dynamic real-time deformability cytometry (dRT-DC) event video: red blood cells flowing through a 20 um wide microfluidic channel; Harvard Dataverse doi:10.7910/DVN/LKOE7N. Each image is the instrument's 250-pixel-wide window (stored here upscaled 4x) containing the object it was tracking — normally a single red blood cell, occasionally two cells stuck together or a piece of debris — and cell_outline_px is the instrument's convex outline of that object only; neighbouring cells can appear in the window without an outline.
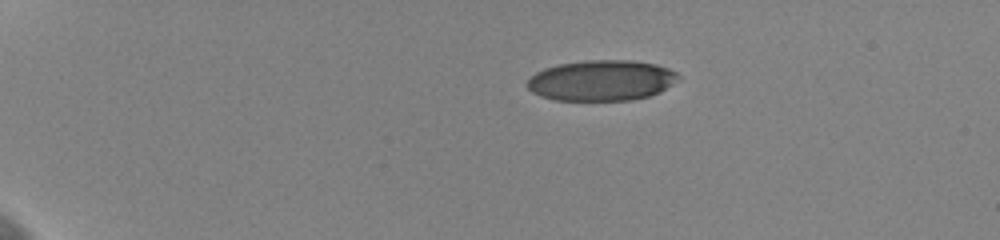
{"species": "human", "species_latin": "Homo sapiens", "temperature_condition": "cold", "stored_images_in_passage": 46, "camera_frame_rate_fps": 3000, "um_per_image_px": 0.085, "donor": {"sex": "female"}, "frame": {"image": 1, "passage_image": 1, "time_ms": 0.0, "image_size_px": [1000, 240], "cell_outline_px": [[680, 80], [660, 92], [648, 96], [632, 100], [556, 100], [540, 96], [532, 92], [524, 84], [536, 72], [544, 68], [560, 64], [588, 60], [632, 60], [656, 64], [668, 68], [676, 72], [680, 76]], "centroid_in_image_um": [51.15, 6.84], "position_along_channel_um": 33.9, "area_um2": 35.95}}
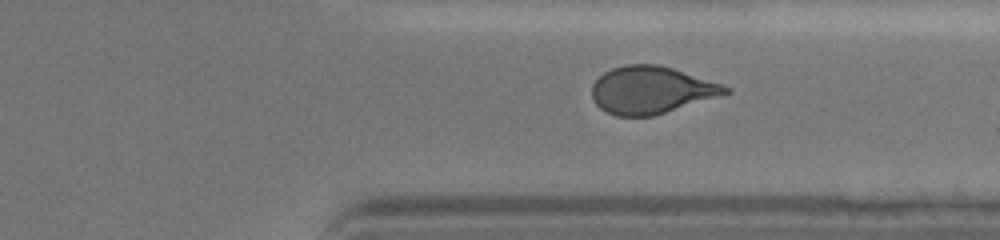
{"frame": {"image": 2, "passage_image": 35, "time_ms": 11.333, "image_size_px": [1000, 240], "cell_outline_px": [[732, 92], [652, 116], [616, 116], [600, 108], [596, 104], [592, 96], [592, 84], [604, 72], [612, 68], [624, 64], [660, 64], [732, 88]], "centroid_in_image_um": [55.32, 7.64], "position_along_channel_um": 356.1, "area_um2": 36.47}}
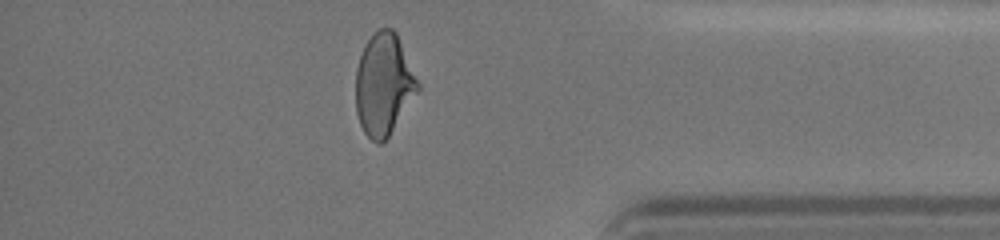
{"frame": {"image": 3, "passage_image": 40, "time_ms": 13.0, "image_size_px": [1000, 240], "cell_outline_px": [[420, 88], [388, 136], [380, 144], [376, 144], [364, 132], [360, 124], [356, 112], [356, 68], [364, 44], [372, 32], [380, 28], [392, 28], [396, 32], [420, 84]], "centroid_in_image_um": [32.6, 7.14], "position_along_channel_um": 402.6, "area_um2": 36.7}, "authors_computed_cell_mechanics": {"area_um2": 37.3099, "velocity_mm_per_s": 3.6363, "shape_relaxation_time_tau1_ms": 6.5854, "shape_relaxation_time_tau2_ms": 1.4678, "deformation_change_tau1": 0.1656, "deformation_change_tau2": 0.0847}}